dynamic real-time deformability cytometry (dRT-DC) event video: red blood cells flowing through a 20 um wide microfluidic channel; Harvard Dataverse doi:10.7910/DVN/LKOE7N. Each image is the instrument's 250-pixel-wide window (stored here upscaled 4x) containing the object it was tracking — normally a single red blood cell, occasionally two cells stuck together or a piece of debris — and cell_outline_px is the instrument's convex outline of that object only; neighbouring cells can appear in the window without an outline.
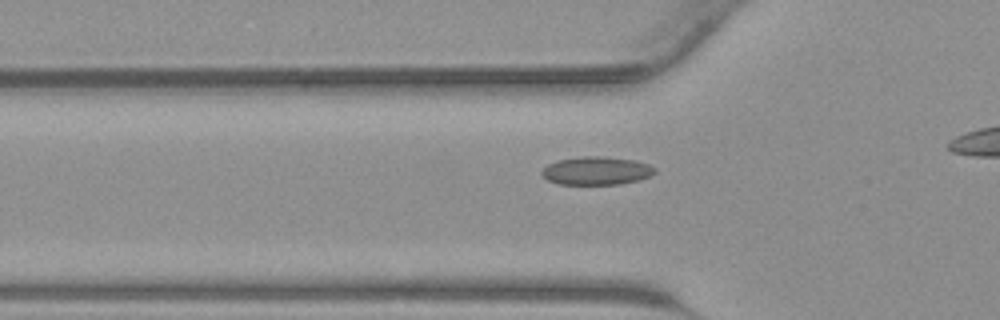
{"species": "common noctule bat (a hibernating species)", "species_latin": "Nyctalus noctula", "temperature_condition": "warm", "stored_images_in_passage": 26, "camera_frame_rate_fps": 3000, "um_per_image_px": 0.085, "animal": {"sex": "male", "body_mass_g": 23.1, "forearm_length_mm": 52.7}, "frame": {"image": 1, "passage_image": 8, "time_ms": 2.333, "image_size_px": [1000, 320], "cell_outline_px": [[656, 172], [640, 180], [620, 184], [560, 184], [548, 180], [540, 172], [548, 164], [556, 160], [584, 156], [604, 156], [636, 160], [648, 164], [656, 168]], "centroid_in_image_um": [50.72, 14.5], "position_along_channel_um": 75.1, "area_um2": 18.61}}
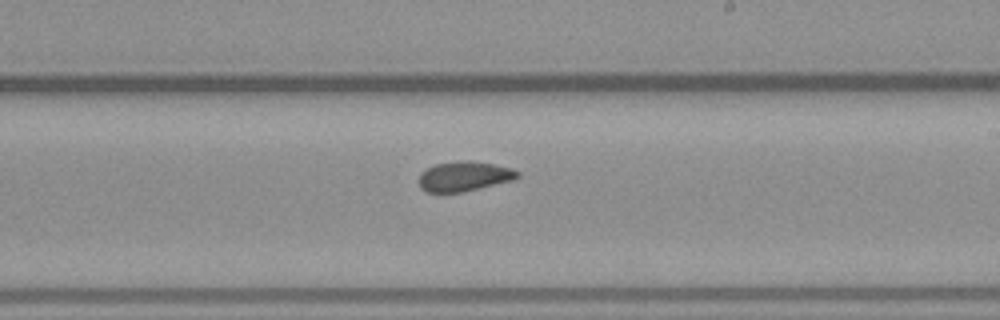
{"frame": {"image": 2, "passage_image": 19, "time_ms": 6.0, "image_size_px": [1000, 320], "cell_outline_px": [[520, 176], [512, 180], [460, 192], [424, 192], [420, 188], [420, 172], [436, 164], [468, 160], [492, 164], [512, 168], [520, 172]], "centroid_in_image_um": [39.45, 14.99], "position_along_channel_um": 249.6, "area_um2": 16.82}}
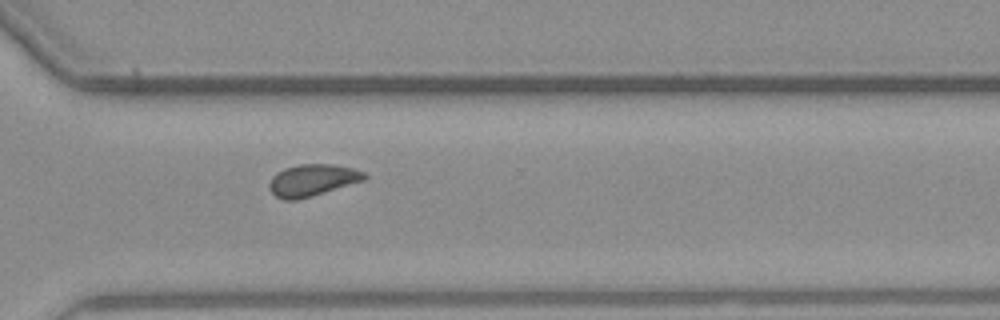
{"frame": {"image": 3, "passage_image": 25, "time_ms": 8.0, "image_size_px": [1000, 320], "cell_outline_px": [[368, 176], [364, 180], [312, 196], [296, 200], [284, 200], [276, 196], [268, 188], [268, 184], [272, 176], [276, 172], [284, 168], [300, 164], [332, 164], [352, 168], [364, 172]], "centroid_in_image_um": [26.52, 15.31], "position_along_channel_um": 344.1, "area_um2": 17.63}}